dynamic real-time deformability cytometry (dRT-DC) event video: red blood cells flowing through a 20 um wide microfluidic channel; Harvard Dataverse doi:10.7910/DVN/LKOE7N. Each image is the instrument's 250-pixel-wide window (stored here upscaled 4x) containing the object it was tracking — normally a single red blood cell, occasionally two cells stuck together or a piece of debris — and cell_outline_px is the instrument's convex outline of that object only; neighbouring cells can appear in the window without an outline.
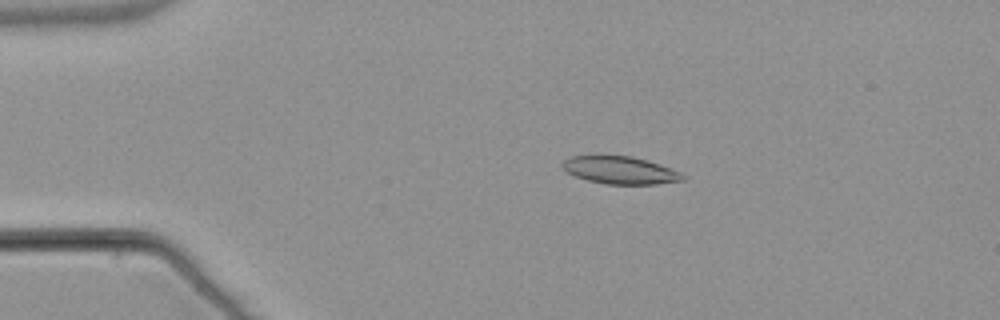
{"species": "common noctule bat (a hibernating species)", "species_latin": "Nyctalus noctula", "temperature_condition": "warm", "stored_images_in_passage": 49, "camera_frame_rate_fps": 3000, "um_per_image_px": 0.085, "animal": {"sex": "male", "body_mass_g": 21.5, "forearm_length_mm": 52.0}, "frame": {"image": 1, "passage_image": 6, "time_ms": 1.667, "image_size_px": [1000, 320], "cell_outline_px": [[684, 180], [656, 184], [608, 184], [588, 180], [576, 176], [568, 172], [560, 164], [568, 156], [632, 156], [680, 172], [684, 176]], "centroid_in_image_um": [52.67, 14.47], "position_along_channel_um": 32.3, "area_um2": 18.84}}
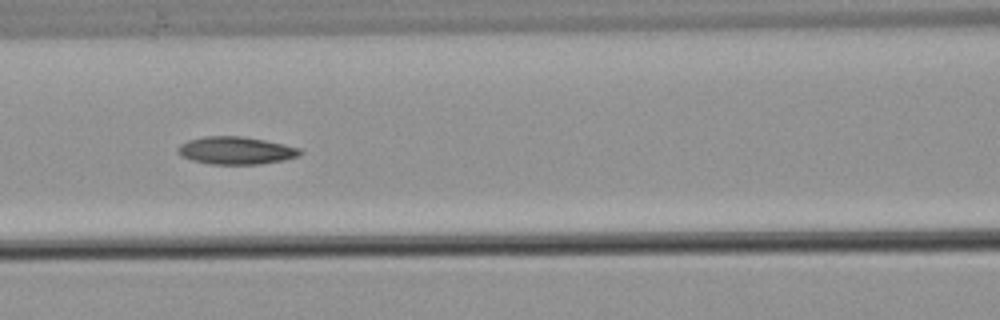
{"frame": {"image": 2, "passage_image": 19, "time_ms": 6.0, "image_size_px": [1000, 320], "cell_outline_px": [[304, 152], [300, 156], [284, 160], [260, 164], [208, 164], [192, 160], [176, 152], [176, 148], [180, 144], [188, 140], [204, 136], [244, 136], [284, 144], [300, 148]], "centroid_in_image_um": [20.07, 12.79], "position_along_channel_um": 146.5, "area_um2": 19.83}}
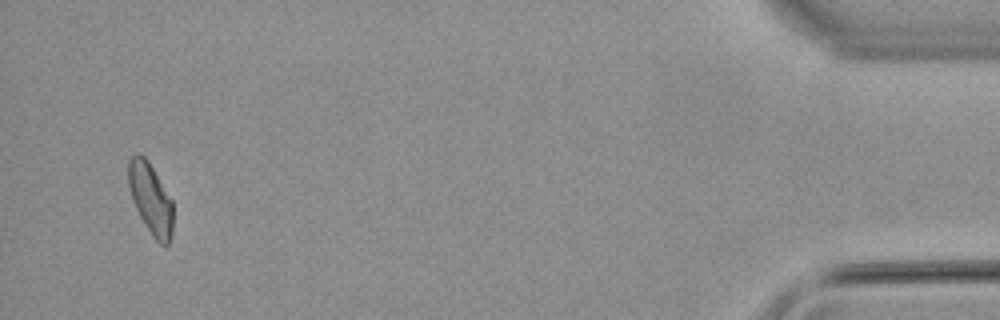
{"frame": {"image": 3, "passage_image": 47, "time_ms": 15.333, "image_size_px": [1000, 320], "cell_outline_px": [[172, 232], [168, 244], [160, 244], [152, 236], [144, 224], [132, 200], [128, 188], [128, 160], [136, 152], [140, 152], [148, 160], [172, 200]], "centroid_in_image_um": [12.77, 16.85], "position_along_channel_um": 422.4, "area_um2": 18.5}, "authors_computed_cell_mechanics": {"area_um2": 19.1896, "velocity_mm_per_s": 3.8241, "shape_relaxation_time_tau1_ms": null, "shape_relaxation_time_tau2_ms": 5.2457, "deformation_change_tau1": null, "deformation_change_tau2": 0.123}}